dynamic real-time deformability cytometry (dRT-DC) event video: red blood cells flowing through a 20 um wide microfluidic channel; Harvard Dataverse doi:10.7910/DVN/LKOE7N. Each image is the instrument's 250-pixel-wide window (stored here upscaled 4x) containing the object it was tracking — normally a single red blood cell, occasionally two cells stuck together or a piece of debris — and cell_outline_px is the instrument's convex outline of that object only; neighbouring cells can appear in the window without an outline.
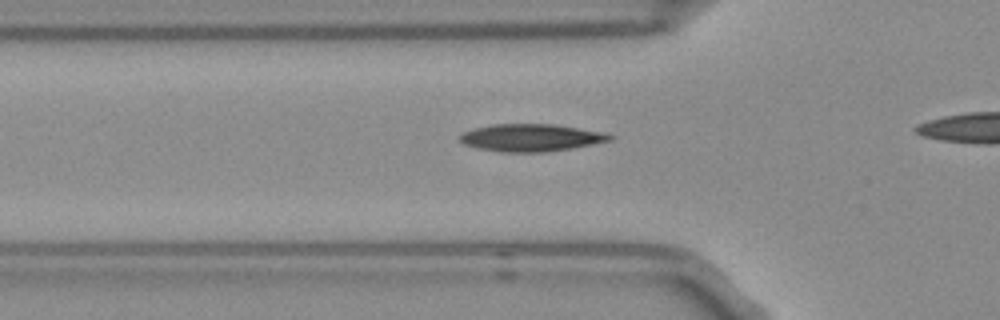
{"species": "Egyptian fruit bat (a non-hibernating species)", "species_latin": "Rousettus aegyptiacus", "temperature_condition": "room temperature", "stored_images_in_passage": 19, "camera_frame_rate_fps": 3000, "um_per_image_px": 0.085, "frame": {"image": 1, "passage_image": 4, "time_ms": 1.0, "image_size_px": [1000, 320], "cell_outline_px": [[616, 136], [612, 140], [572, 148], [548, 152], [500, 152], [480, 148], [464, 144], [456, 136], [464, 132], [476, 128], [492, 124], [552, 124], [604, 132]], "centroid_in_image_um": [45.15, 11.7], "position_along_channel_um": 80.7, "area_um2": 23.93}}